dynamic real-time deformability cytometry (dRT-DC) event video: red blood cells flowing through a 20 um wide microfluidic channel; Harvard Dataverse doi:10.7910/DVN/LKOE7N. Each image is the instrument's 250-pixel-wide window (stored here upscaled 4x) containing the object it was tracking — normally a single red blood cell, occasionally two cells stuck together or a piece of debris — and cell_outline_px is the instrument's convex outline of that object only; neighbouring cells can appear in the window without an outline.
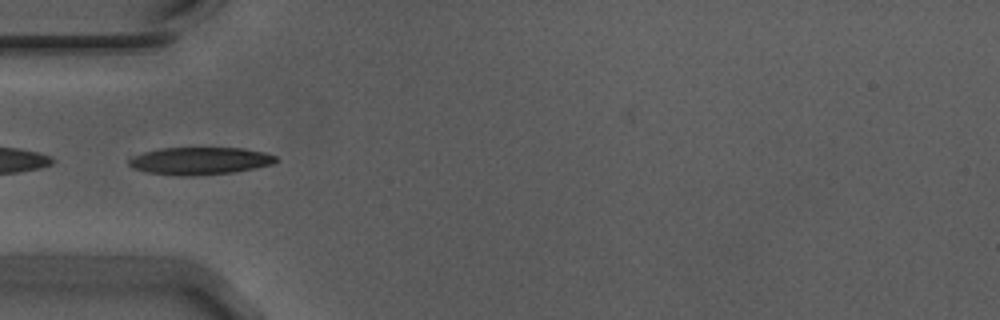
{"species": "Egyptian fruit bat (a non-hibernating species)", "species_latin": "Rousettus aegyptiacus", "temperature_condition": "warm", "stored_images_in_passage": 30, "camera_frame_rate_fps": 3000, "um_per_image_px": 0.085, "animal": {"sex": "male"}, "frame": {"image": 1, "passage_image": 8, "time_ms": 2.333, "image_size_px": [1000, 320], "cell_outline_px": [[276, 160], [272, 164], [256, 168], [232, 172], [196, 176], [184, 176], [144, 172], [132, 168], [128, 164], [128, 160], [132, 156], [144, 152], [160, 148], [244, 148], [264, 152], [276, 156]], "centroid_in_image_um": [16.95, 13.68], "position_along_channel_um": 68.0, "area_um2": 23.58}}
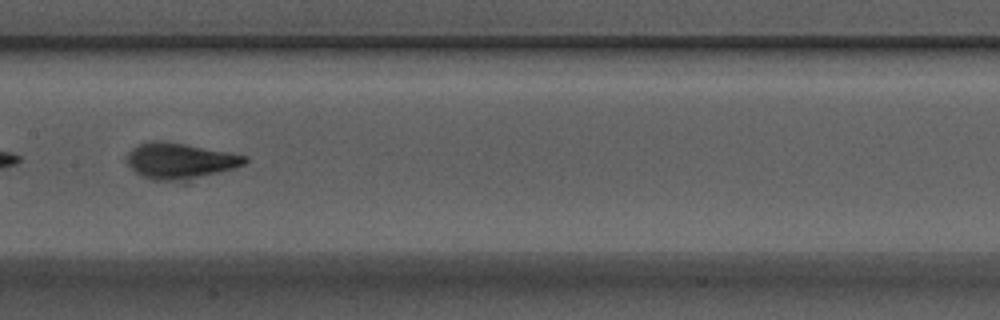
{"frame": {"image": 2, "passage_image": 18, "time_ms": 5.667, "image_size_px": [1000, 320], "cell_outline_px": [[248, 160], [244, 164], [232, 168], [216, 172], [180, 180], [152, 180], [136, 172], [124, 160], [124, 156], [132, 148], [148, 140], [164, 140], [228, 152], [248, 156]], "centroid_in_image_um": [15.22, 13.63], "position_along_channel_um": 192.2, "area_um2": 24.28}}
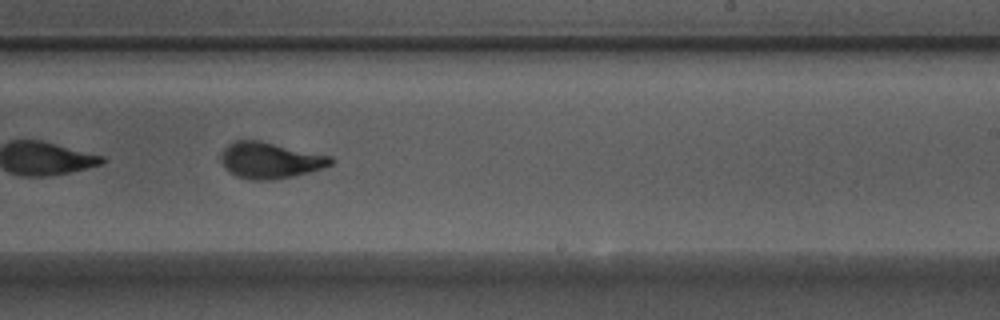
{"frame": {"image": 3, "passage_image": 24, "time_ms": 7.667, "image_size_px": [1000, 320], "cell_outline_px": [[336, 160], [332, 164], [308, 172], [292, 176], [272, 180], [252, 180], [236, 176], [228, 172], [220, 160], [220, 156], [224, 148], [228, 144], [236, 140], [260, 140], [332, 156]], "centroid_in_image_um": [22.94, 13.62], "position_along_channel_um": 266.1, "area_um2": 23.24}}